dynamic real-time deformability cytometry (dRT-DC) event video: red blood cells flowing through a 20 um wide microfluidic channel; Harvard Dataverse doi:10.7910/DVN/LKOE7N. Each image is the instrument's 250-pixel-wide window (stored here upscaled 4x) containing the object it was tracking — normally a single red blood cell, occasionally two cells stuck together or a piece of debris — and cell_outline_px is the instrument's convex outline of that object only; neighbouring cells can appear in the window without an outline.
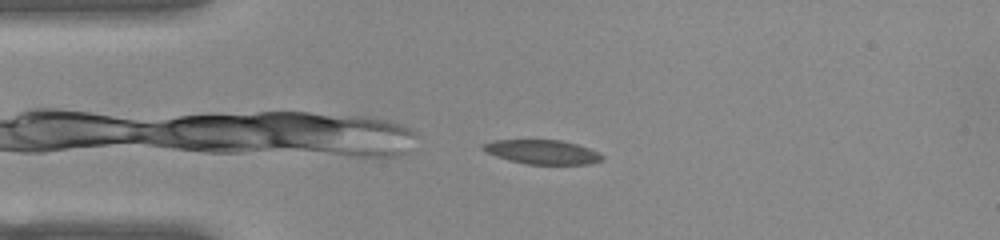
{"species": "common noctule bat (a hibernating species)", "species_latin": "Nyctalus noctula", "temperature_condition": "warm", "stored_images_in_passage": 43, "camera_frame_rate_fps": 3000, "um_per_image_px": 0.085, "animal": {"sex": "female", "body_mass_g": 22.0, "forearm_length_mm": 56.7}, "frame": {"image": 1, "passage_image": 1, "time_ms": 0.0, "image_size_px": [1000, 240], "cell_outline_px": [[604, 160], [588, 164], [528, 164], [508, 160], [484, 152], [480, 148], [480, 144], [492, 140], [560, 140], [576, 144], [600, 152], [604, 156]], "centroid_in_image_um": [46.06, 12.91], "position_along_channel_um": 38.9, "area_um2": 16.99}}
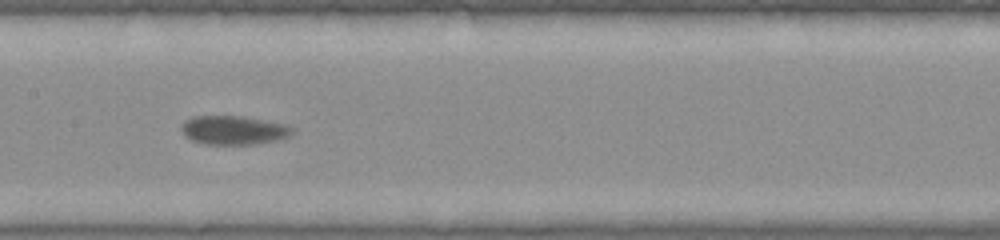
{"frame": {"image": 2, "passage_image": 15, "time_ms": 4.667, "image_size_px": [1000, 240], "cell_outline_px": [[296, 128], [292, 136], [276, 140], [256, 144], [204, 144], [192, 140], [184, 136], [180, 128], [184, 120], [192, 116], [244, 116], [288, 124]], "centroid_in_image_um": [19.9, 11.05], "position_along_channel_um": 187.5, "area_um2": 19.07}}
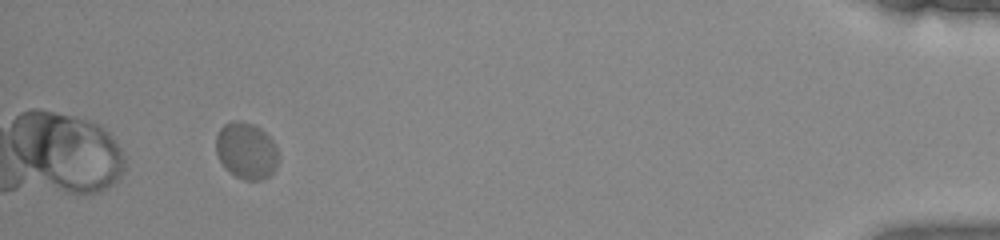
{"frame": {"image": 3, "passage_image": 39, "time_ms": 12.667, "image_size_px": [1000, 240], "cell_outline_px": [[276, 168], [264, 180], [244, 180], [228, 172], [224, 168], [216, 152], [216, 136], [220, 128], [224, 124], [232, 120], [236, 120], [252, 124], [260, 128], [272, 140], [276, 148]], "centroid_in_image_um": [20.9, 12.82], "position_along_channel_um": 414.3, "area_um2": 20.46}, "authors_computed_cell_mechanics": {"area_um2": 18.6694, "velocity_mm_per_s": 3.7483, "shape_relaxation_time_tau1_ms": 4.2986, "shape_relaxation_time_tau2_ms": null, "deformation_change_tau1": 0.0754, "deformation_change_tau2": null}}